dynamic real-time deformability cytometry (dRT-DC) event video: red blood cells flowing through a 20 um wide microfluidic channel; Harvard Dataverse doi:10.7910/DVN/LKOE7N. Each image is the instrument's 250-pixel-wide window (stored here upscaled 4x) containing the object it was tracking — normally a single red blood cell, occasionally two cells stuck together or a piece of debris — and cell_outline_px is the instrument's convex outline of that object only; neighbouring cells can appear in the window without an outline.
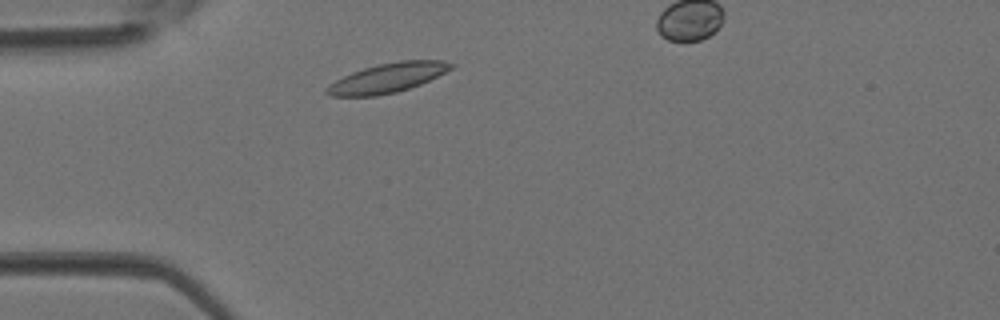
{"species": "Egyptian fruit bat (a non-hibernating species)", "species_latin": "Rousettus aegyptiacus", "temperature_condition": "room temperature", "stored_images_in_passage": 2, "segment_of_instrument_passage": [1, 2], "camera_frame_rate_fps": 3000, "um_per_image_px": 0.085, "animal": {"sex": "female"}, "frame": {"image": 1, "passage_image": 1, "time_ms": 0.0, "image_size_px": [1000, 320], "cell_outline_px": [[456, 64], [452, 68], [420, 84], [396, 92], [376, 96], [332, 96], [324, 92], [324, 88], [336, 80], [352, 72], [364, 68], [380, 64], [400, 60], [444, 60]], "centroid_in_image_um": [32.93, 6.62], "position_along_channel_um": 52.1, "area_um2": 21.1}}